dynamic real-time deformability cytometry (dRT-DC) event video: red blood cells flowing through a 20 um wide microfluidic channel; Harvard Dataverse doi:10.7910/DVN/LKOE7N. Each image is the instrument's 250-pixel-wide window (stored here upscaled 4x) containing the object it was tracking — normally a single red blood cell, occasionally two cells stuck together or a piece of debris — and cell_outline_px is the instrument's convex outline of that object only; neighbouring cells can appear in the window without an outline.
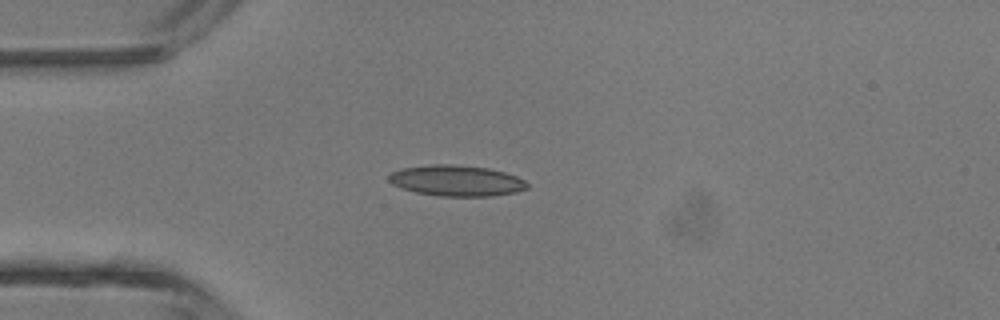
{"species": "common noctule bat (a hibernating species)", "species_latin": "Nyctalus noctula", "temperature_condition": "room temperature", "stored_images_in_passage": 5, "camera_frame_rate_fps": 3000, "um_per_image_px": 0.085, "animal": {"sex": "male", "body_mass_g": 13.3}, "frame": {"image": 1, "passage_image": 4, "time_ms": 3.667, "image_size_px": [1000, 320], "cell_outline_px": [[528, 188], [516, 192], [492, 196], [440, 196], [416, 192], [392, 184], [388, 180], [388, 176], [392, 172], [400, 168], [432, 164], [452, 164], [488, 168], [504, 172], [516, 176], [524, 180], [528, 184]], "centroid_in_image_um": [38.8, 15.35], "position_along_channel_um": 46.2, "area_um2": 24.85}}